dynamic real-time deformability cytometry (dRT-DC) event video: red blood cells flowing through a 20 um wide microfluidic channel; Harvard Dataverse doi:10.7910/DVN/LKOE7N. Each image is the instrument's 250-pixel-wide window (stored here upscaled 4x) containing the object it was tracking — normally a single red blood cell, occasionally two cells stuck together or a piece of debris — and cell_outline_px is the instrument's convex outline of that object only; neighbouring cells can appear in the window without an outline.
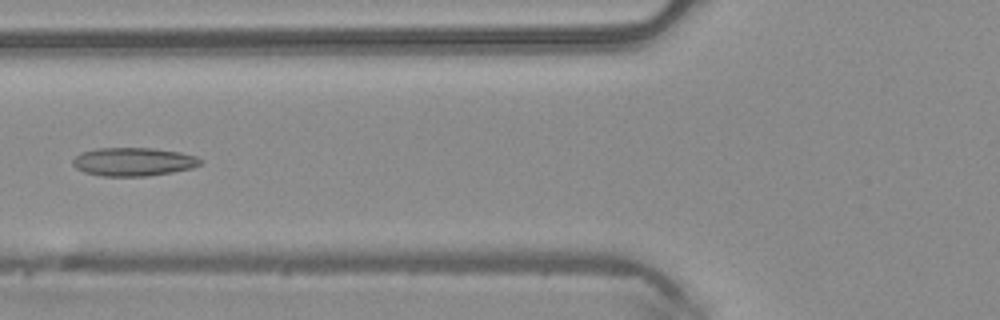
{"species": "common noctule bat (a hibernating species)", "species_latin": "Nyctalus noctula", "temperature_condition": "warm", "stored_images_in_passage": 50, "camera_frame_rate_fps": 3000, "um_per_image_px": 0.085, "animal": {"sex": "male", "body_mass_g": 20.4}, "frame": {"image": 1, "passage_image": 19, "time_ms": 6.0, "image_size_px": [1000, 320], "cell_outline_px": [[204, 160], [200, 164], [192, 168], [172, 172], [148, 176], [100, 176], [84, 172], [76, 168], [72, 164], [72, 160], [80, 152], [96, 148], [152, 148], [180, 152], [196, 156]], "centroid_in_image_um": [11.33, 13.75], "position_along_channel_um": 114.5, "area_um2": 21.27}}
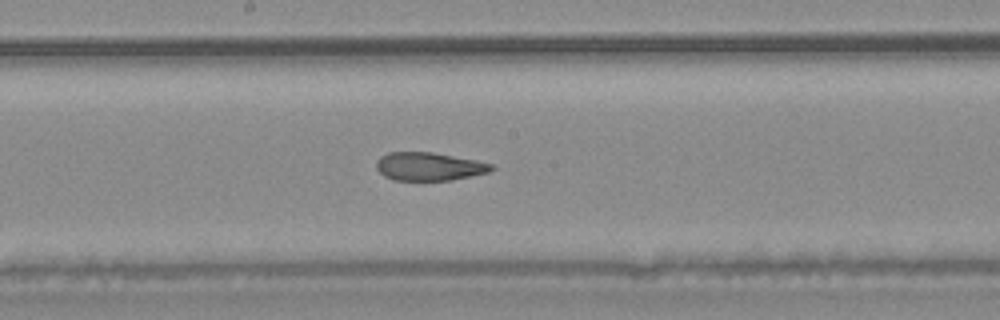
{"frame": {"image": 2, "passage_image": 26, "time_ms": 8.333, "image_size_px": [1000, 320], "cell_outline_px": [[496, 168], [488, 172], [472, 176], [452, 180], [392, 180], [384, 176], [376, 168], [376, 160], [380, 156], [388, 152], [432, 152], [492, 164]], "centroid_in_image_um": [36.42, 14.15], "position_along_channel_um": 211.8, "area_um2": 18.84}}
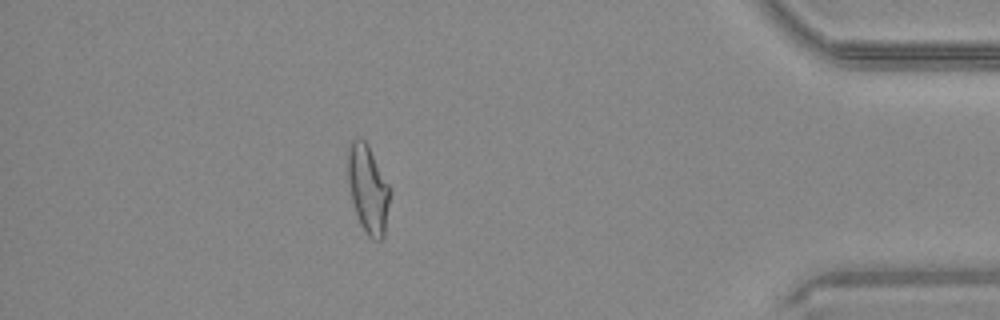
{"frame": {"image": 3, "passage_image": 43, "time_ms": 14.0, "image_size_px": [1000, 320], "cell_outline_px": [[392, 192], [384, 236], [380, 240], [372, 240], [368, 236], [360, 224], [352, 200], [348, 180], [348, 144], [356, 136], [360, 136], [368, 144]], "centroid_in_image_um": [31.3, 16.06], "position_along_channel_um": 403.9, "area_um2": 21.79}, "authors_computed_cell_mechanics": {"area_um2": 21.386, "velocity_mm_per_s": 4.1571, "shape_relaxation_time_tau1_ms": null, "shape_relaxation_time_tau2_ms": 1.7341, "deformation_change_tau1": null, "deformation_change_tau2": 0.1075}}